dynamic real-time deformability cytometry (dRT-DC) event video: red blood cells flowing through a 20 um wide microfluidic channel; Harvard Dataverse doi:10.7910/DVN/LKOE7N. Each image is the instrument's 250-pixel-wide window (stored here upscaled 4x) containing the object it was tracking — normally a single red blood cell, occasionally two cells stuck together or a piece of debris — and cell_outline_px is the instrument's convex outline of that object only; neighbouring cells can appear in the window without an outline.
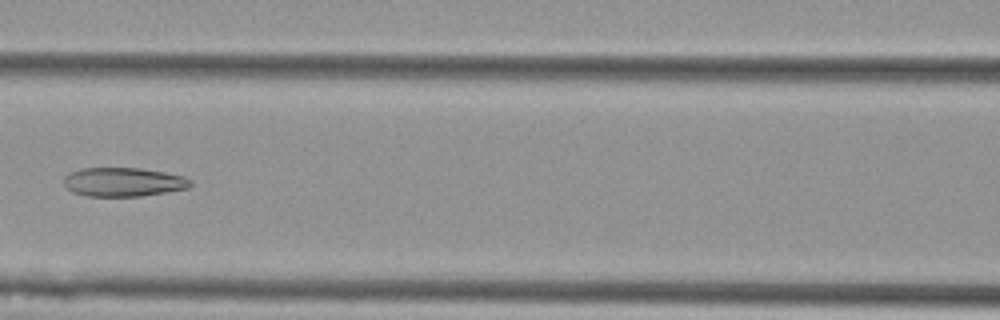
{"species": "Egyptian fruit bat (a non-hibernating species)", "species_latin": "Rousettus aegyptiacus", "temperature_condition": "cold", "stored_images_in_passage": 7, "camera_frame_rate_fps": 3000, "um_per_image_px": 0.085, "animal": {"sex": "female"}, "frame": {"image": 1, "passage_image": 4, "time_ms": 1.0, "image_size_px": [1000, 320], "cell_outline_px": [[192, 184], [188, 188], [140, 196], [88, 196], [72, 192], [64, 184], [64, 176], [80, 168], [140, 168], [164, 172], [184, 176], [192, 180]], "centroid_in_image_um": [10.49, 15.46], "position_along_channel_um": 156.1, "area_um2": 21.27}}
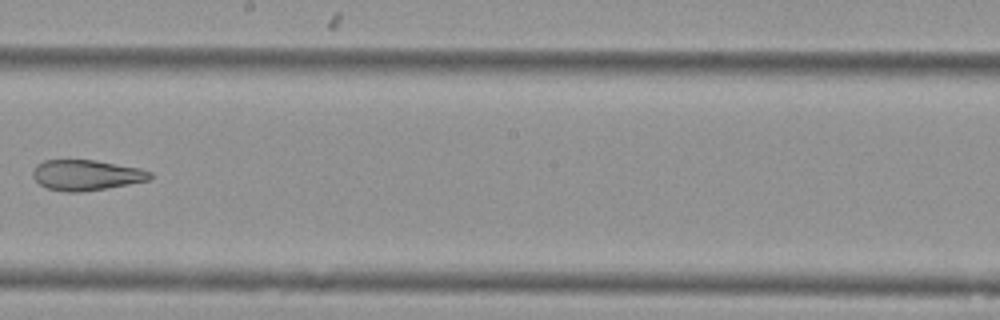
{"frame": {"image": 2, "passage_image": 6, "time_ms": 1.667, "image_size_px": [1000, 320], "cell_outline_px": [[152, 176], [148, 180], [128, 184], [80, 192], [68, 192], [48, 188], [40, 184], [32, 176], [32, 172], [36, 164], [44, 160], [96, 160], [140, 168], [152, 172]], "centroid_in_image_um": [7.32, 14.87], "position_along_channel_um": 240.9, "area_um2": 20.69}}
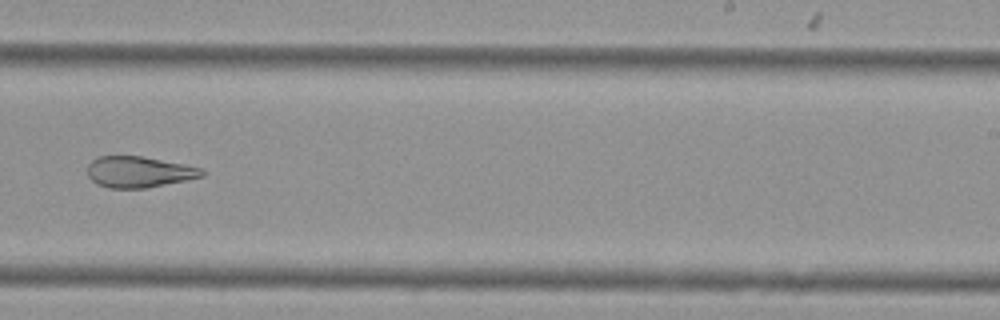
{"frame": {"image": 3, "passage_image": 7, "time_ms": 2.0, "image_size_px": [1000, 320], "cell_outline_px": [[204, 176], [144, 188], [108, 188], [96, 184], [88, 176], [88, 164], [96, 156], [140, 156], [184, 164], [200, 168], [204, 172]], "centroid_in_image_um": [11.75, 14.61], "position_along_channel_um": 277.2, "area_um2": 20.52}}